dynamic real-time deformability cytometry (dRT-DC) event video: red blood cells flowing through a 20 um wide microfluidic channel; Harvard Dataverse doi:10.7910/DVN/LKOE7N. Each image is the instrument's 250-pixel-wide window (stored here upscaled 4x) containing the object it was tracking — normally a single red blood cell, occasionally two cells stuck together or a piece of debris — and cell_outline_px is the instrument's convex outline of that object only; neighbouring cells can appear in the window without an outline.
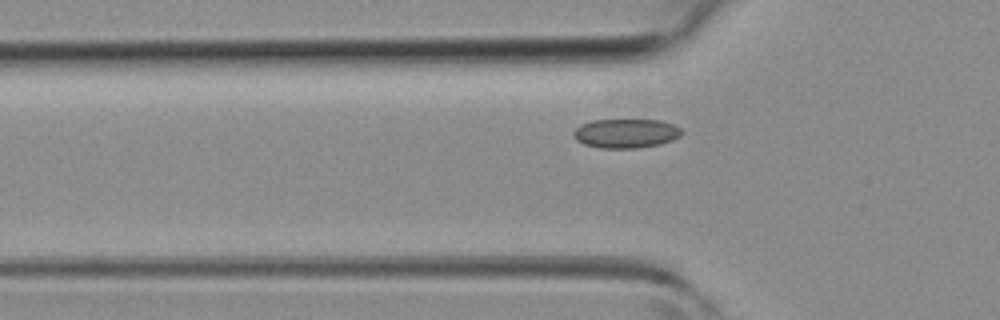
{"species": "common noctule bat (a hibernating species)", "species_latin": "Nyctalus noctula", "temperature_condition": "room temperature", "stored_images_in_passage": 32, "camera_frame_rate_fps": 3000, "um_per_image_px": 0.085, "animal": {"sex": "female", "body_mass_g": 19.3, "forearm_length_mm": 54.1}, "frame": {"image": 1, "passage_image": 5, "time_ms": 1.333, "image_size_px": [1000, 320], "cell_outline_px": [[684, 132], [680, 136], [672, 140], [660, 144], [636, 148], [600, 148], [584, 144], [576, 140], [572, 132], [580, 124], [592, 120], [660, 120], [676, 124]], "centroid_in_image_um": [53.22, 11.33], "position_along_channel_um": 72.6, "area_um2": 18.55}}
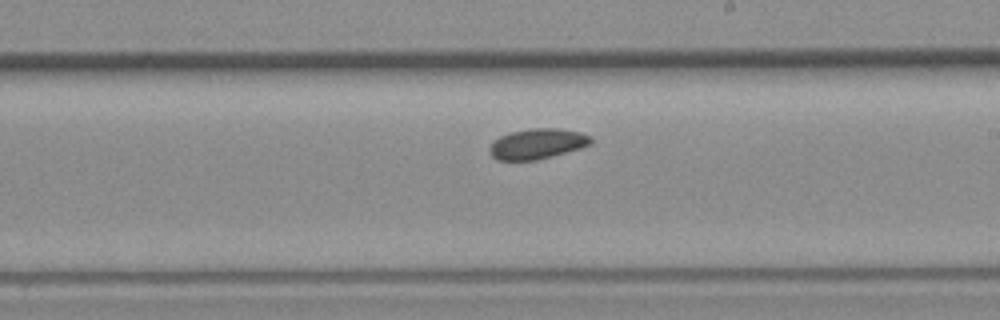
{"frame": {"image": 2, "passage_image": 16, "time_ms": 5.0, "image_size_px": [1000, 320], "cell_outline_px": [[592, 144], [580, 148], [552, 156], [536, 160], [496, 160], [492, 156], [488, 148], [500, 136], [508, 132], [532, 128], [556, 128], [580, 132], [592, 136]], "centroid_in_image_um": [45.68, 12.22], "position_along_channel_um": 243.3, "area_um2": 17.92}}
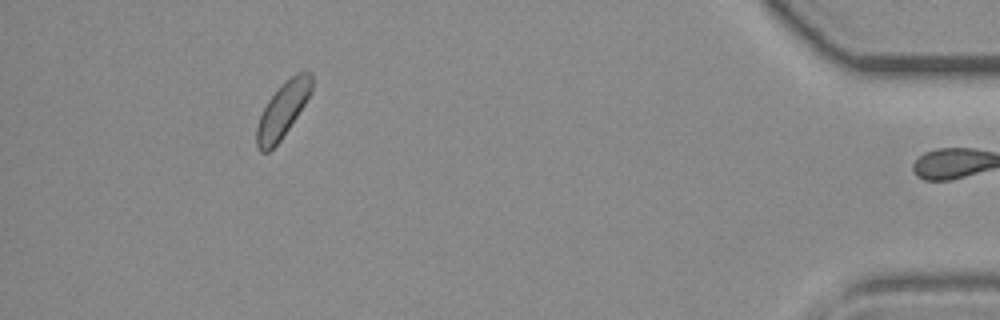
{"frame": {"image": 3, "passage_image": 31, "time_ms": 10.0, "image_size_px": [1000, 320], "cell_outline_px": [[312, 92], [280, 140], [268, 152], [260, 152], [256, 144], [256, 128], [260, 116], [268, 100], [296, 72], [304, 68], [312, 72]], "centroid_in_image_um": [24.05, 9.32], "position_along_channel_um": 411.2, "area_um2": 17.28}}